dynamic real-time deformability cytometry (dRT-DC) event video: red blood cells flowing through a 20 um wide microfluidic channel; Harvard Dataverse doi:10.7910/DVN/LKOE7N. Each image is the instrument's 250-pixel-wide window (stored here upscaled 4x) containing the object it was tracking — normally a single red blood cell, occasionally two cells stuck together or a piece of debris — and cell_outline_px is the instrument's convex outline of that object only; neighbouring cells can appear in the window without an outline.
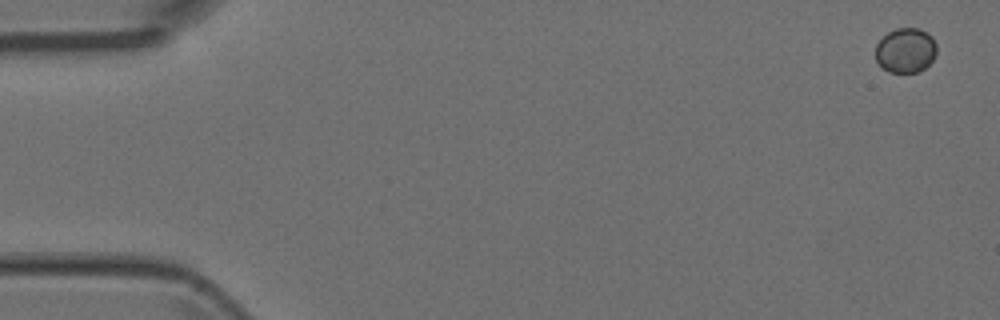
{"species": "Egyptian fruit bat (a non-hibernating species)", "species_latin": "Rousettus aegyptiacus", "temperature_condition": "room temperature", "stored_images_in_passage": 5, "camera_frame_rate_fps": 3000, "um_per_image_px": 0.085, "animal": {"sex": "female"}, "frame": {"image": 1, "passage_image": 1, "time_ms": 0.0, "image_size_px": [1000, 320], "cell_outline_px": [[936, 52], [932, 60], [920, 72], [888, 72], [876, 60], [876, 44], [888, 32], [896, 28], [920, 28], [932, 36], [936, 44]], "centroid_in_image_um": [76.98, 4.27], "position_along_channel_um": 8.0, "area_um2": 15.9}}
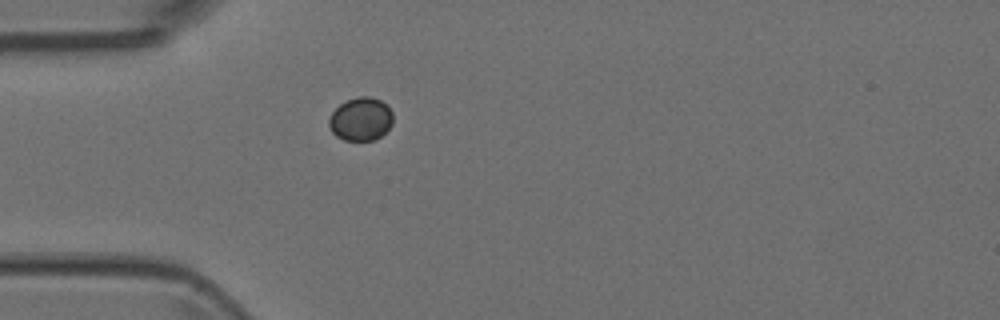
{"frame": {"image": 2, "passage_image": 5, "time_ms": 1.333, "image_size_px": [1000, 320], "cell_outline_px": [[392, 124], [380, 136], [372, 140], [344, 140], [336, 136], [332, 132], [328, 124], [328, 120], [332, 112], [340, 104], [348, 100], [360, 96], [368, 96], [380, 100], [392, 112]], "centroid_in_image_um": [30.64, 10.13], "position_along_channel_um": 54.4, "area_um2": 15.9}}